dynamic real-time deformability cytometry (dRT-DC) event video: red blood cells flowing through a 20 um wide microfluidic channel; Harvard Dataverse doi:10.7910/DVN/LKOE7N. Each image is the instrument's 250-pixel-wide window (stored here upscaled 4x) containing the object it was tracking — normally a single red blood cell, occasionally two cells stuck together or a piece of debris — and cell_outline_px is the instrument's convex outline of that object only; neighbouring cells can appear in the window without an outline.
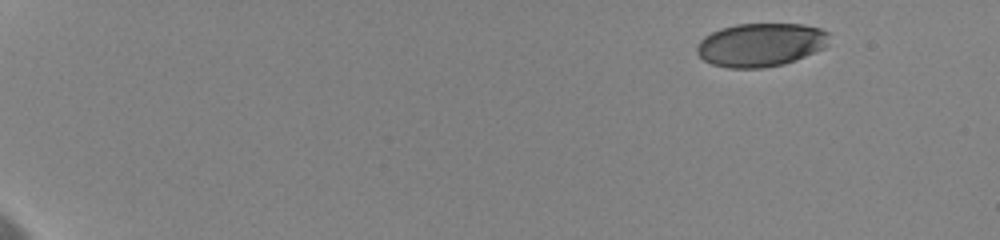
{"species": "human", "species_latin": "Homo sapiens", "temperature_condition": "cold", "stored_images_in_passage": 19, "camera_frame_rate_fps": 3000, "um_per_image_px": 0.085, "donor": {"sex": "female"}, "frame": {"image": 1, "passage_image": 1, "time_ms": 0.0, "image_size_px": [1000, 240], "cell_outline_px": [[828, 44], [824, 48], [796, 60], [784, 64], [764, 68], [728, 68], [712, 64], [704, 60], [696, 52], [696, 48], [700, 40], [704, 36], [720, 28], [736, 24], [804, 24], [820, 28], [828, 32]], "centroid_in_image_um": [64.65, 3.81], "position_along_channel_um": 20.3, "area_um2": 33.7}}
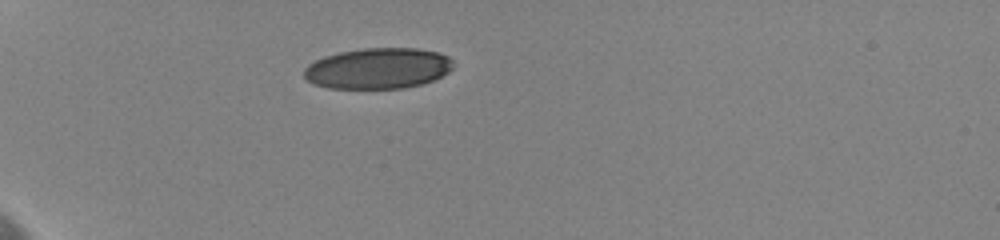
{"frame": {"image": 2, "passage_image": 9, "time_ms": 4.333, "image_size_px": [1000, 240], "cell_outline_px": [[456, 64], [448, 72], [432, 80], [420, 84], [404, 88], [328, 88], [312, 84], [304, 76], [304, 68], [308, 64], [324, 56], [340, 52], [364, 48], [420, 48], [436, 52], [448, 56]], "centroid_in_image_um": [32.12, 5.81], "position_along_channel_um": 52.9, "area_um2": 35.55}}